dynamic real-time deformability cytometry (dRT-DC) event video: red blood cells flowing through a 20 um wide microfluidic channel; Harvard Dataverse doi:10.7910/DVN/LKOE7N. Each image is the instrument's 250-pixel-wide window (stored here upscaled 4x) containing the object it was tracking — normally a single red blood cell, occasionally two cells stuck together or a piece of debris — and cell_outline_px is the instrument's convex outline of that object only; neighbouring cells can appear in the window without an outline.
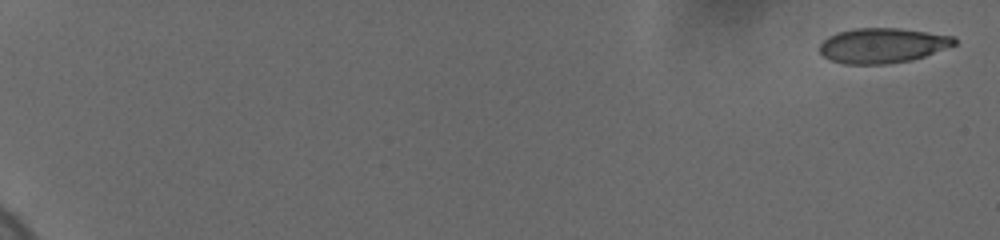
{"species": "human", "species_latin": "Homo sapiens", "temperature_condition": "cold", "stored_images_in_passage": 17, "camera_frame_rate_fps": 3000, "um_per_image_px": 0.085, "donor": {"sex": "female"}, "frame": {"image": 1, "passage_image": 1, "time_ms": 0.0, "image_size_px": [1000, 240], "cell_outline_px": [[956, 44], [924, 56], [912, 60], [888, 64], [844, 64], [832, 60], [824, 56], [820, 52], [820, 44], [828, 36], [836, 32], [852, 28], [900, 28], [956, 36]], "centroid_in_image_um": [75.01, 3.86], "position_along_channel_um": 10.0, "area_um2": 27.57}}
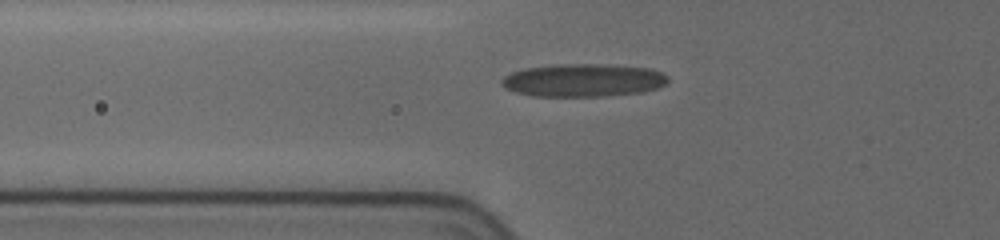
{"frame": {"image": 2, "passage_image": 14, "time_ms": 7.667, "image_size_px": [1000, 240], "cell_outline_px": [[668, 80], [664, 84], [656, 88], [644, 92], [604, 96], [532, 96], [516, 92], [504, 88], [500, 84], [500, 80], [504, 76], [512, 72], [524, 68], [556, 64], [608, 64], [652, 68], [668, 76]], "centroid_in_image_um": [49.55, 6.81], "position_along_channel_um": 76.2, "area_um2": 32.19}}
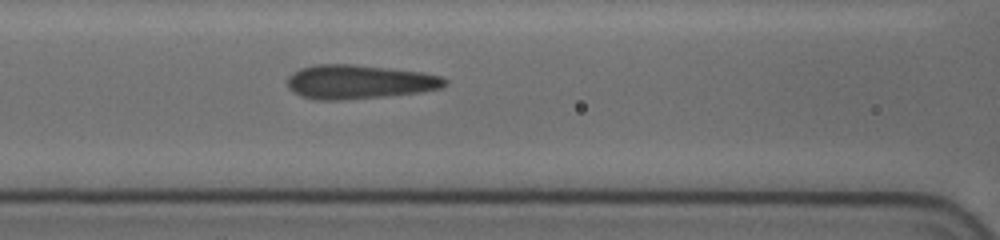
{"frame": {"image": 3, "passage_image": 17, "time_ms": 9.333, "image_size_px": [1000, 240], "cell_outline_px": [[448, 84], [440, 88], [420, 92], [384, 96], [340, 100], [316, 100], [300, 96], [292, 92], [288, 88], [288, 76], [292, 72], [300, 68], [316, 64], [352, 64], [388, 68], [420, 72], [440, 76], [448, 80]], "centroid_in_image_um": [30.48, 6.96], "position_along_channel_um": 136.1, "area_um2": 31.27}}